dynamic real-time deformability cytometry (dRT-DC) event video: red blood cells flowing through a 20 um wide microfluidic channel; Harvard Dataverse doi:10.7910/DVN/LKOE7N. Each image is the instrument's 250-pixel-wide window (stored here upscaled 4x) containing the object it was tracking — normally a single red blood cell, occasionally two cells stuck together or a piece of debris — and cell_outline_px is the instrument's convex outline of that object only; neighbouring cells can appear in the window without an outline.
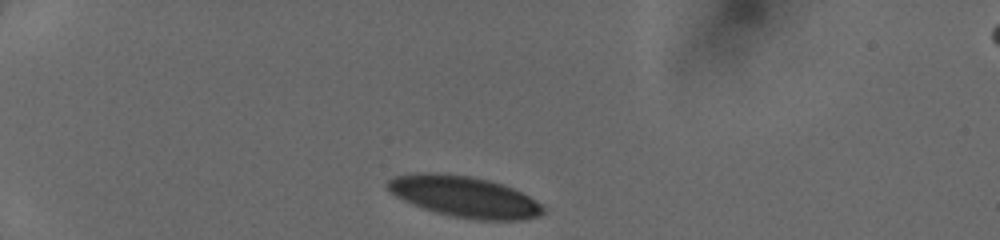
{"species": "human", "species_latin": "Homo sapiens", "temperature_condition": "cold", "stored_images_in_passage": 32, "camera_frame_rate_fps": 3000, "um_per_image_px": 0.085, "donor": {"sex": "female"}, "frame": {"image": 1, "passage_image": 1, "time_ms": 0.0, "image_size_px": [1000, 240], "cell_outline_px": [[544, 212], [540, 216], [524, 220], [476, 220], [452, 216], [436, 212], [412, 204], [388, 192], [384, 184], [388, 180], [396, 176], [416, 172], [432, 172], [472, 176], [488, 180], [512, 188], [528, 196], [540, 204], [544, 208]], "centroid_in_image_um": [39.43, 16.71], "position_along_channel_um": 45.6, "area_um2": 37.22}}
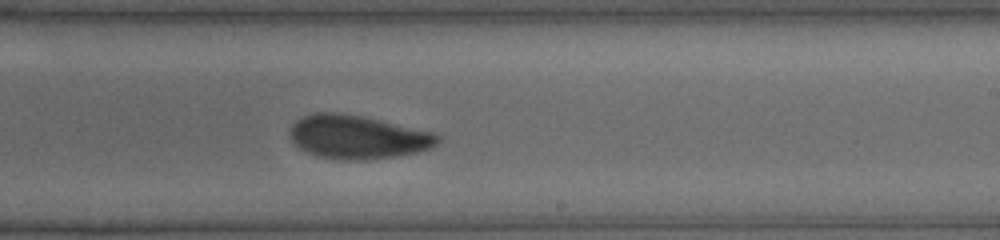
{"frame": {"image": 2, "passage_image": 20, "time_ms": 6.333, "image_size_px": [1000, 240], "cell_outline_px": [[440, 140], [436, 144], [428, 148], [416, 152], [368, 160], [340, 160], [316, 156], [304, 152], [292, 144], [288, 132], [292, 124], [296, 120], [304, 116], [316, 112], [336, 112], [364, 116], [432, 132], [440, 136]], "centroid_in_image_um": [30.31, 11.64], "position_along_channel_um": 258.7, "area_um2": 37.74}}
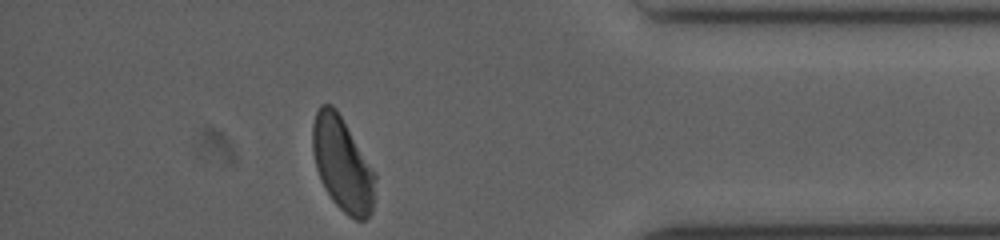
{"frame": {"image": 3, "passage_image": 32, "time_ms": 10.333, "image_size_px": [1000, 240], "cell_outline_px": [[376, 180], [372, 212], [364, 220], [356, 220], [348, 216], [332, 200], [324, 188], [320, 180], [316, 168], [312, 152], [312, 124], [316, 112], [320, 104], [332, 104], [336, 108], [376, 172]], "centroid_in_image_um": [29.1, 13.95], "position_along_channel_um": 406.1, "area_um2": 34.62}}